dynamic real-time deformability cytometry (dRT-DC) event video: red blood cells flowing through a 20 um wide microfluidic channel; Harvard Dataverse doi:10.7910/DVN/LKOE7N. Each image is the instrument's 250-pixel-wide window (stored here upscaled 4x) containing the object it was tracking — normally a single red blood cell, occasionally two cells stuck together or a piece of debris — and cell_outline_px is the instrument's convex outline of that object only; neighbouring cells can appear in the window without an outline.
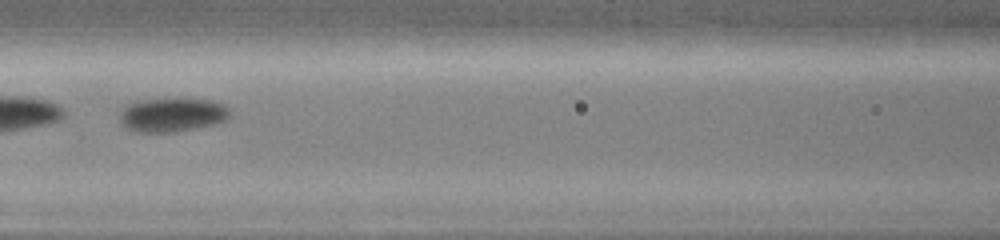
{"species": "common noctule bat (a hibernating species)", "species_latin": "Nyctalus noctula", "temperature_condition": "warm", "stored_images_in_passage": 35, "segment_of_instrument_passage": [2, 2], "camera_frame_rate_fps": 3000, "um_per_image_px": 0.085, "animal": {"sex": "female", "body_mass_g": 19.0, "forearm_length_mm": 51.5}, "frame": {"image": 1, "passage_image": 20, "time_ms": 5.667, "image_size_px": [1000, 240], "cell_outline_px": [[228, 116], [224, 120], [216, 124], [176, 132], [136, 132], [128, 128], [120, 120], [120, 112], [124, 104], [140, 100], [208, 100], [224, 104], [228, 108]], "centroid_in_image_um": [14.59, 9.78], "position_along_channel_um": 152.0, "area_um2": 21.39}}
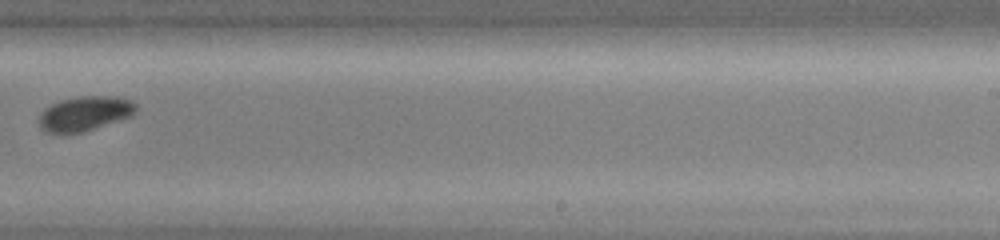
{"frame": {"image": 2, "passage_image": 29, "time_ms": 8.667, "image_size_px": [1000, 240], "cell_outline_px": [[136, 112], [132, 116], [84, 132], [64, 136], [60, 136], [48, 132], [40, 128], [40, 116], [44, 108], [60, 100], [80, 96], [112, 96], [132, 100], [136, 104]], "centroid_in_image_um": [7.2, 9.69], "position_along_channel_um": 281.8, "area_um2": 20.0}}